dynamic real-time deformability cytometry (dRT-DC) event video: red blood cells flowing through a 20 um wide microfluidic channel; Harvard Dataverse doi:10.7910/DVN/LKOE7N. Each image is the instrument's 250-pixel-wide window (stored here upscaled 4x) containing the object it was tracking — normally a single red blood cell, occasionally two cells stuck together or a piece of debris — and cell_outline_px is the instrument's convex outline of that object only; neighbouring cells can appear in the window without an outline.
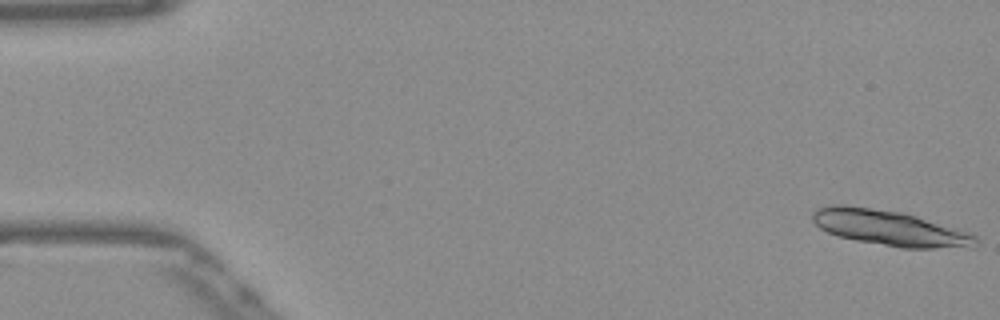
{"species": "Egyptian fruit bat (a non-hibernating species)", "species_latin": "Rousettus aegyptiacus", "temperature_condition": "warm", "stored_images_in_passage": 53, "segment_of_instrument_passage": [1, 2], "camera_frame_rate_fps": 3000, "um_per_image_px": 0.085, "frame": {"image": 1, "passage_image": 1, "time_ms": 0.0, "image_size_px": [1000, 320], "cell_outline_px": [[980, 244], [972, 248], [900, 248], [856, 240], [840, 236], [828, 232], [820, 228], [812, 220], [812, 212], [816, 208], [832, 204], [844, 204], [900, 212], [916, 216], [968, 232], [976, 236]], "centroid_in_image_um": [75.64, 19.38], "position_along_channel_um": 9.4, "area_um2": 33.76}}